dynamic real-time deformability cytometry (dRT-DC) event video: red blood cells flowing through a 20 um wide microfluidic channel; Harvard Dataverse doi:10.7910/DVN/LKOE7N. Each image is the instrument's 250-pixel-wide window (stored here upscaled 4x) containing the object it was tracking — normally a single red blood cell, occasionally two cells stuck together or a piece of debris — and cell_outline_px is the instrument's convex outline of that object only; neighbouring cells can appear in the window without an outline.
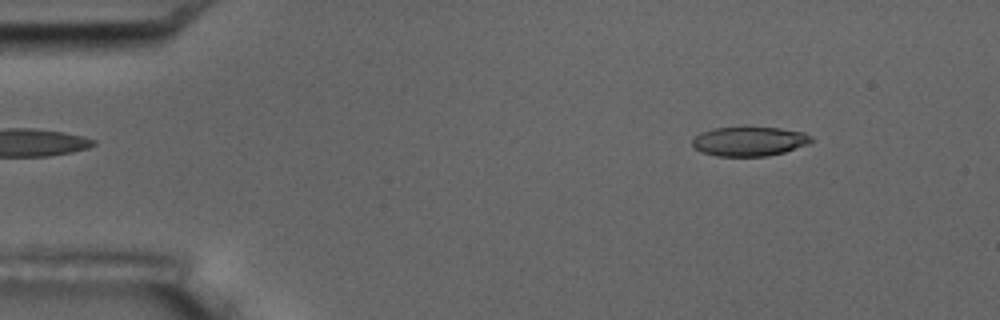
{"species": "common noctule bat (a hibernating species)", "species_latin": "Nyctalus noctula", "temperature_condition": "room temperature", "stored_images_in_passage": 14, "camera_frame_rate_fps": 3000, "um_per_image_px": 0.085, "animal": {"sex": "male", "body_mass_g": 17.5, "forearm_length_mm": 52.3}, "frame": {"image": 1, "passage_image": 1, "time_ms": 0.0, "image_size_px": [1000, 320], "cell_outline_px": [[812, 140], [804, 144], [784, 152], [768, 156], [716, 156], [704, 152], [696, 148], [692, 144], [692, 140], [700, 132], [712, 128], [780, 128], [804, 132], [812, 136]], "centroid_in_image_um": [63.67, 12.01], "position_along_channel_um": 21.3, "area_um2": 19.94}}
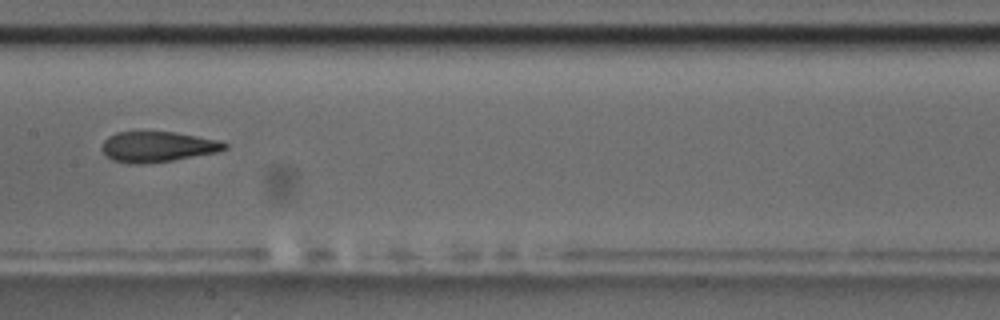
{"frame": {"image": 2, "passage_image": 7, "time_ms": 7.0, "image_size_px": [1000, 320], "cell_outline_px": [[228, 148], [216, 152], [172, 160], [144, 164], [128, 164], [112, 160], [100, 148], [104, 140], [108, 136], [116, 132], [176, 132], [220, 140], [228, 144]], "centroid_in_image_um": [13.38, 12.47], "position_along_channel_um": 194.0, "area_um2": 21.85}}
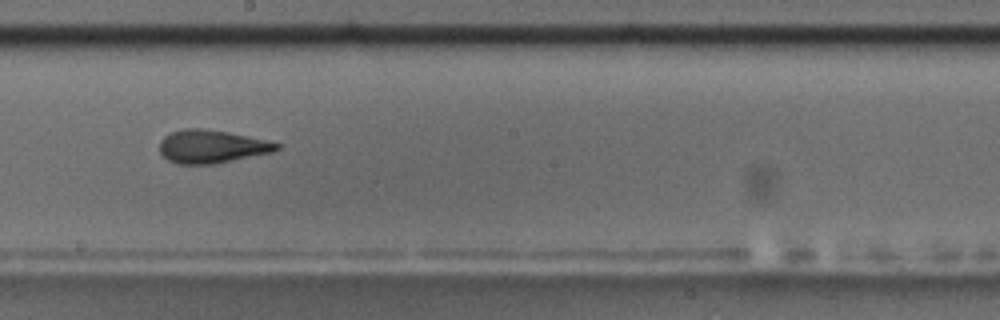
{"frame": {"image": 3, "passage_image": 8, "time_ms": 8.0, "image_size_px": [1000, 320], "cell_outline_px": [[280, 148], [272, 152], [216, 164], [176, 164], [168, 160], [160, 152], [160, 140], [164, 136], [172, 132], [184, 128], [200, 128], [228, 132], [268, 140], [280, 144]], "centroid_in_image_um": [17.99, 12.46], "position_along_channel_um": 230.2, "area_um2": 22.66}, "authors_computed_cell_mechanics": {"area_um2": 21.9929, "velocity_mm_per_s": 3.6345, "shape_relaxation_time_tau1_ms": 5.9276, "shape_relaxation_time_tau2_ms": null, "deformation_change_tau1": 0.1752, "deformation_change_tau2": null}}